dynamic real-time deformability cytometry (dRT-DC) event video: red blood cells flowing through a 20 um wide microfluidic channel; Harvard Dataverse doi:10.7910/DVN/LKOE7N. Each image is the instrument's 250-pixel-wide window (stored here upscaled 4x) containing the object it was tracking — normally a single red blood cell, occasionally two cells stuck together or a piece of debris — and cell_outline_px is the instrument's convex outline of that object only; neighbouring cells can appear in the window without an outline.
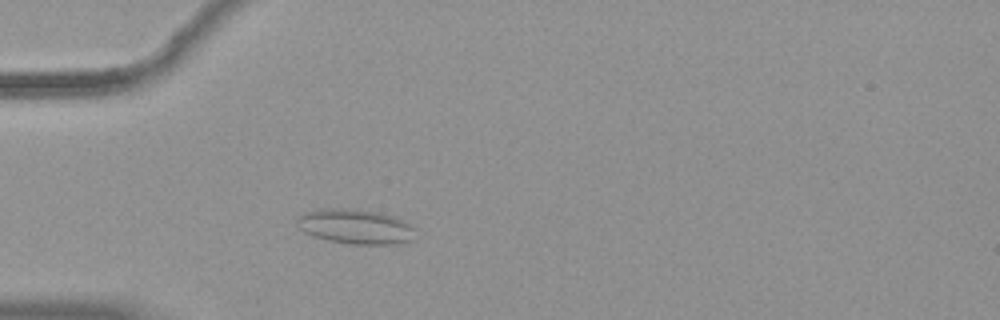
{"species": "common noctule bat (a hibernating species)", "species_latin": "Nyctalus noctula", "temperature_condition": "warm", "stored_images_in_passage": 52, "camera_frame_rate_fps": 3000, "um_per_image_px": 0.085, "animal": {"sex": "female", "body_mass_g": 19.9}, "frame": {"image": 1, "passage_image": 14, "time_ms": 4.333, "image_size_px": [1000, 320], "cell_outline_px": [[416, 240], [396, 244], [352, 244], [328, 240], [312, 236], [304, 232], [300, 228], [296, 220], [296, 216], [304, 212], [316, 208], [356, 208], [380, 212], [404, 220], [412, 224]], "centroid_in_image_um": [30.22, 19.24], "position_along_channel_um": 54.8, "area_um2": 24.57}}
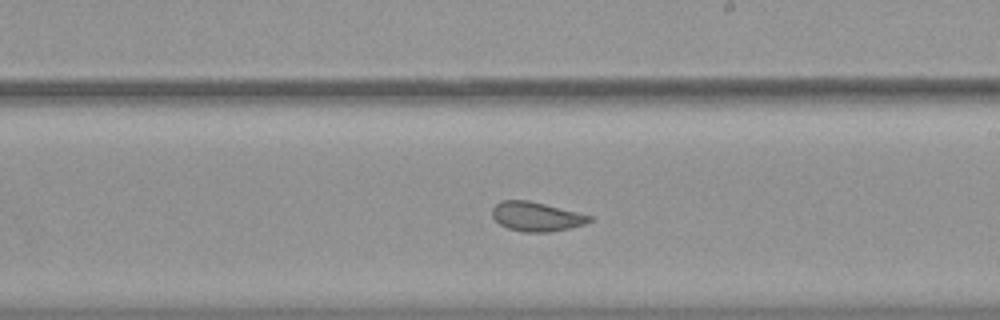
{"frame": {"image": 2, "passage_image": 30, "time_ms": 9.667, "image_size_px": [1000, 320], "cell_outline_px": [[592, 220], [584, 224], [552, 232], [524, 232], [508, 228], [500, 224], [492, 216], [492, 208], [500, 200], [528, 200], [592, 216]], "centroid_in_image_um": [45.56, 18.41], "position_along_channel_um": 243.4, "area_um2": 16.42}}
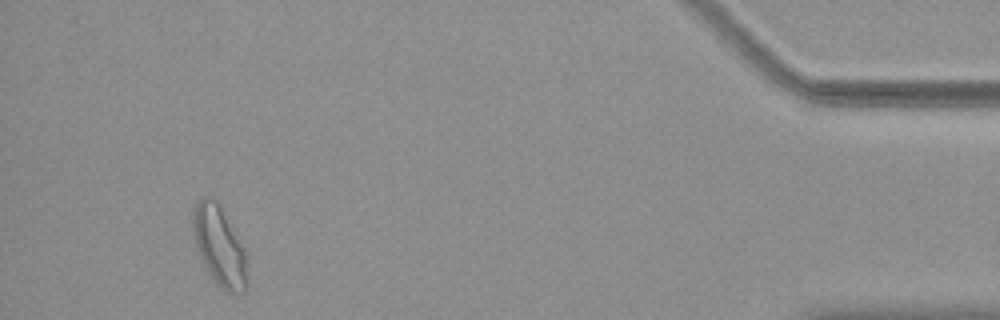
{"frame": {"image": 3, "passage_image": 49, "time_ms": 16.0, "image_size_px": [1000, 320], "cell_outline_px": [[248, 284], [244, 292], [228, 292], [220, 288], [216, 284], [204, 264], [196, 244], [192, 232], [192, 212], [196, 204], [204, 196], [212, 196], [220, 204], [244, 248], [248, 280]], "centroid_in_image_um": [18.65, 20.9], "position_along_channel_um": 416.5, "area_um2": 25.14}, "authors_computed_cell_mechanics": {"area_um2": 20.6346, "velocity_mm_per_s": 3.7143, "shape_relaxation_time_tau1_ms": null, "shape_relaxation_time_tau2_ms": 1.2199, "deformation_change_tau1": null, "deformation_change_tau2": 0.065}}